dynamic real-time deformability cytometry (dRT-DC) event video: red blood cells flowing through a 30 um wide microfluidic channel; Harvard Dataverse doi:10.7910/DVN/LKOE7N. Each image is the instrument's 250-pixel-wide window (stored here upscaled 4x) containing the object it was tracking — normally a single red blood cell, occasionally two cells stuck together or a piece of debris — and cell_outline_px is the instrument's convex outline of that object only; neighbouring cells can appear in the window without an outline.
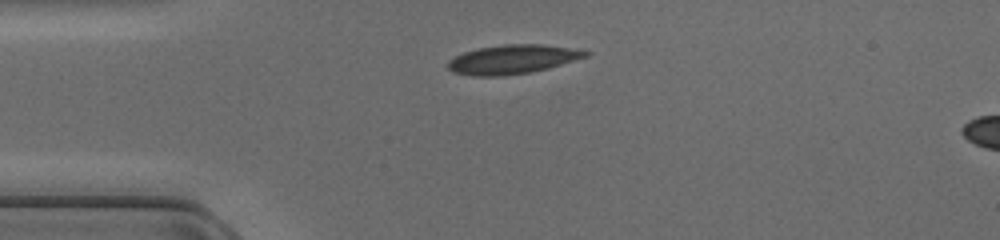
{"species": "common noctule bat (a hibernating species)", "species_latin": "Nyctalus noctula", "temperature_condition": "cold", "stored_images_in_passage": 37, "camera_frame_rate_fps": 3000, "um_per_image_px": 0.085, "animal": {"sex": "female", "body_mass_g": 17.0, "forearm_length_mm": 48.0}, "frame": {"image": 1, "passage_image": 1, "time_ms": 0.0, "image_size_px": [1000, 240], "cell_outline_px": [[592, 52], [588, 56], [548, 68], [532, 72], [500, 76], [472, 76], [452, 72], [448, 68], [448, 60], [464, 52], [480, 48], [504, 44], [544, 44]], "centroid_in_image_um": [43.55, 5.05], "position_along_channel_um": 41.5, "area_um2": 23.18}}
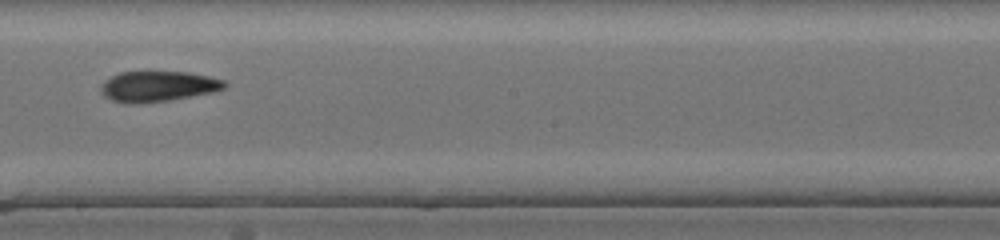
{"frame": {"image": 2, "passage_image": 16, "time_ms": 5.0, "image_size_px": [1000, 240], "cell_outline_px": [[228, 84], [224, 88], [212, 92], [168, 100], [136, 104], [112, 100], [104, 96], [100, 92], [100, 84], [104, 80], [120, 72], [188, 72], [208, 76], [224, 80]], "centroid_in_image_um": [13.4, 7.33], "position_along_channel_um": 234.8, "area_um2": 21.85}}
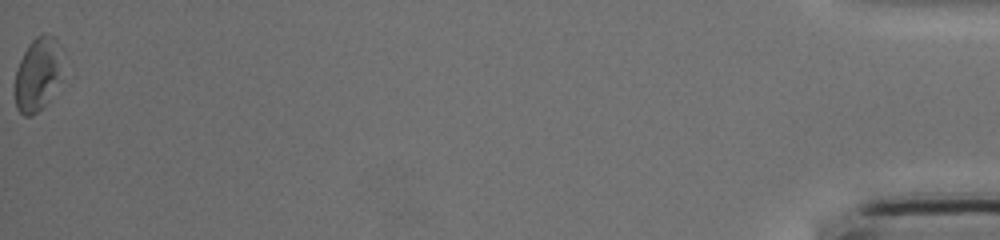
{"frame": {"image": 3, "passage_image": 37, "time_ms": 12.0, "image_size_px": [1000, 240], "cell_outline_px": [[60, 80], [48, 100], [36, 112], [28, 116], [24, 116], [16, 108], [12, 88], [16, 68], [28, 44], [36, 36], [44, 32], [52, 36], [56, 40]], "centroid_in_image_um": [3.09, 6.35], "position_along_channel_um": 432.1, "area_um2": 20.06}}